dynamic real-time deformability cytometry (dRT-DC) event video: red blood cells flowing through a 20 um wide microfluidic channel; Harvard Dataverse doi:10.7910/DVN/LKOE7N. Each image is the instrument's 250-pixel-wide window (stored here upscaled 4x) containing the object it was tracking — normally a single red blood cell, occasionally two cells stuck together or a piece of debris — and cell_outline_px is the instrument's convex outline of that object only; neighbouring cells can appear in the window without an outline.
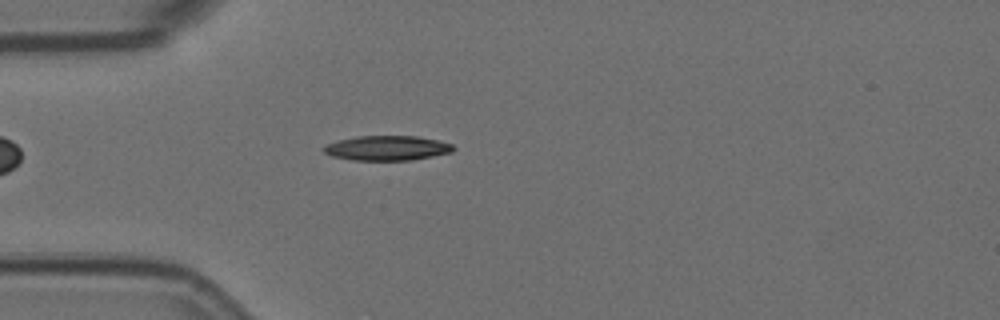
{"species": "Egyptian fruit bat (a non-hibernating species)", "species_latin": "Rousettus aegyptiacus", "temperature_condition": "room temperature", "stored_images_in_passage": 47, "camera_frame_rate_fps": 3000, "um_per_image_px": 0.085, "animal": {"sex": "female"}, "frame": {"image": 1, "passage_image": 9, "time_ms": 2.667, "image_size_px": [1000, 320], "cell_outline_px": [[456, 148], [452, 152], [412, 160], [352, 160], [332, 156], [324, 152], [320, 148], [324, 144], [356, 136], [416, 136], [436, 140], [452, 144]], "centroid_in_image_um": [32.86, 12.58], "position_along_channel_um": 52.1, "area_um2": 18.73}}
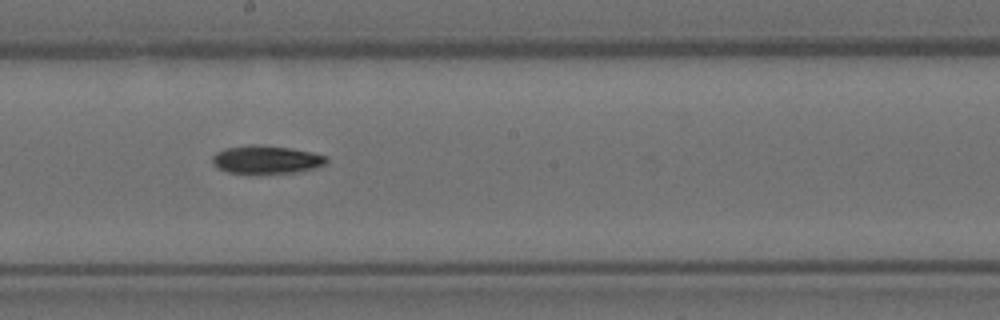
{"frame": {"image": 2, "passage_image": 24, "time_ms": 7.667, "image_size_px": [1000, 320], "cell_outline_px": [[328, 164], [296, 172], [228, 172], [216, 168], [212, 164], [212, 156], [216, 152], [224, 148], [248, 144], [256, 144], [292, 148], [312, 152], [324, 156], [328, 160]], "centroid_in_image_um": [22.6, 13.53], "position_along_channel_um": 225.6, "area_um2": 18.55}}
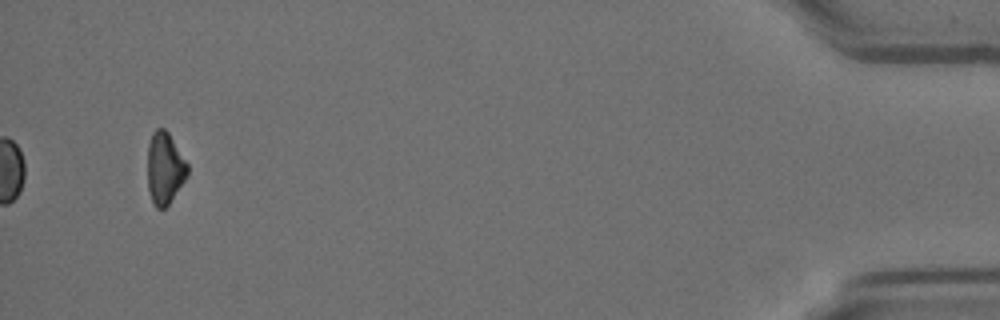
{"frame": {"image": 3, "passage_image": 47, "time_ms": 15.333, "image_size_px": [1000, 320], "cell_outline_px": [[188, 172], [184, 180], [168, 204], [164, 208], [156, 208], [152, 204], [148, 192], [148, 144], [152, 132], [156, 128], [164, 128], [168, 132], [188, 164]], "centroid_in_image_um": [13.98, 14.29], "position_along_channel_um": 421.2, "area_um2": 16.65}, "authors_computed_cell_mechanics": {"area_um2": 18.4382, "velocity_mm_per_s": 3.6202, "shape_relaxation_time_tau1_ms": 4.8602, "shape_relaxation_time_tau2_ms": null, "deformation_change_tau1": 0.1653, "deformation_change_tau2": null}}